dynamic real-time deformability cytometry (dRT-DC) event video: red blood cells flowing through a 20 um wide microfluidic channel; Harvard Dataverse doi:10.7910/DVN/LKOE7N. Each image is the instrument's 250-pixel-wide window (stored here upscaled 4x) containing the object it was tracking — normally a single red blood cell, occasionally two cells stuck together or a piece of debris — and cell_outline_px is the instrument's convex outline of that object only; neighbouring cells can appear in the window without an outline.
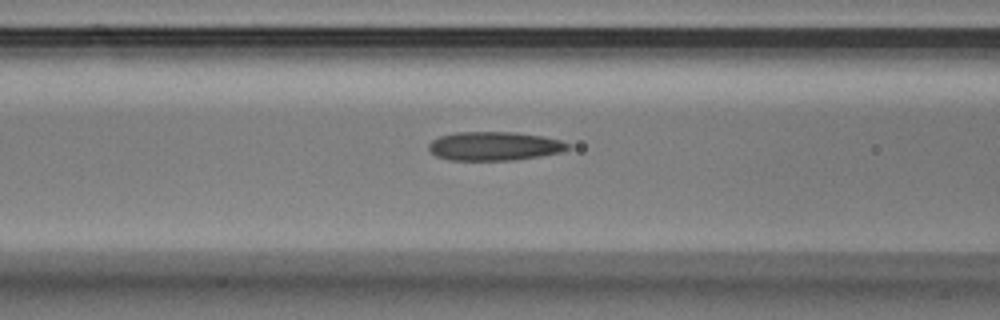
{"species": "Egyptian fruit bat (a non-hibernating species)", "species_latin": "Rousettus aegyptiacus", "temperature_condition": "warm", "stored_images_in_passage": 5, "camera_frame_rate_fps": 3000, "um_per_image_px": 0.085, "animal": {"sex": "male"}, "frame": {"image": 1, "passage_image": 4, "time_ms": 1.0, "image_size_px": [1000, 320], "cell_outline_px": [[572, 148], [560, 152], [540, 156], [512, 160], [448, 160], [436, 156], [428, 148], [428, 144], [432, 140], [440, 136], [456, 132], [516, 132], [544, 136], [560, 140], [572, 144]], "centroid_in_image_um": [42.05, 12.41], "position_along_channel_um": 124.6, "area_um2": 23.52}}